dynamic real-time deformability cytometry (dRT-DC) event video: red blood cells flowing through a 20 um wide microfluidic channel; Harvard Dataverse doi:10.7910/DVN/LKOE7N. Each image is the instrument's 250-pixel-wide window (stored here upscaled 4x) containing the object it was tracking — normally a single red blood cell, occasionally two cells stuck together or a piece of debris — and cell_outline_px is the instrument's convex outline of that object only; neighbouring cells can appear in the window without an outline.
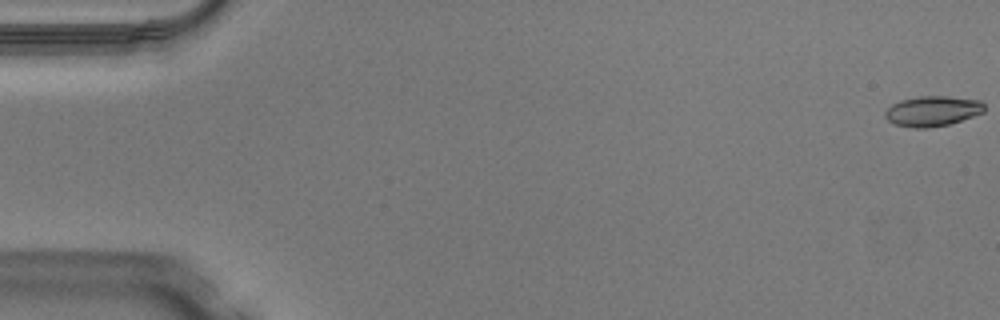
{"species": "Egyptian fruit bat (a non-hibernating species)", "species_latin": "Rousettus aegyptiacus", "temperature_condition": "warm", "stored_images_in_passage": 50, "camera_frame_rate_fps": 3000, "um_per_image_px": 0.085, "animal": {"sex": "male"}, "frame": {"image": 1, "passage_image": 1, "time_ms": 0.0, "image_size_px": [1000, 320], "cell_outline_px": [[984, 112], [948, 124], [928, 128], [912, 128], [896, 124], [888, 120], [884, 116], [884, 112], [892, 104], [900, 100], [920, 96], [948, 96], [980, 100], [984, 104]], "centroid_in_image_um": [79.24, 9.43], "position_along_channel_um": 5.8, "area_um2": 17.4}}
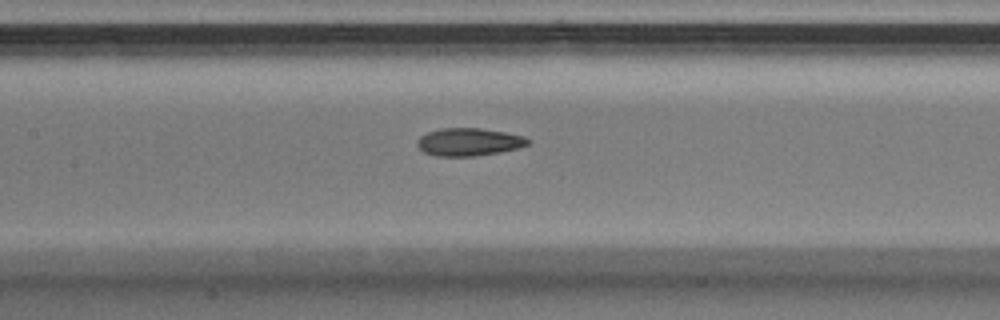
{"frame": {"image": 2, "passage_image": 24, "time_ms": 7.667, "image_size_px": [1000, 320], "cell_outline_px": [[532, 140], [528, 144], [520, 148], [500, 152], [472, 156], [436, 156], [424, 152], [416, 144], [416, 140], [420, 136], [428, 132], [440, 128], [480, 128], [504, 132], [524, 136]], "centroid_in_image_um": [39.86, 12.06], "position_along_channel_um": 167.5, "area_um2": 17.98}}
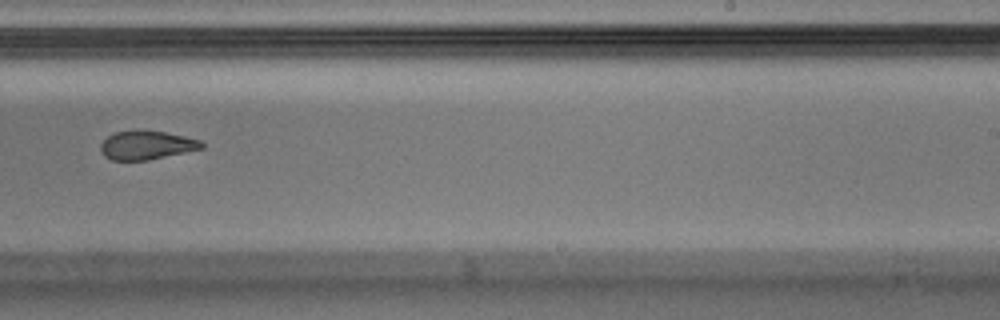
{"frame": {"image": 3, "passage_image": 32, "time_ms": 10.333, "image_size_px": [1000, 320], "cell_outline_px": [[204, 148], [148, 160], [112, 160], [104, 156], [100, 152], [100, 144], [108, 136], [116, 132], [136, 128], [144, 128], [184, 136], [200, 140], [204, 144]], "centroid_in_image_um": [12.43, 12.31], "position_along_channel_um": 276.6, "area_um2": 17.28}, "authors_computed_cell_mechanics": {"area_um2": 18.1203, "velocity_mm_per_s": 4.1026, "shape_relaxation_time_tau1_ms": null, "shape_relaxation_time_tau2_ms": 2.2131, "deformation_change_tau1": null, "deformation_change_tau2": 0.089}}